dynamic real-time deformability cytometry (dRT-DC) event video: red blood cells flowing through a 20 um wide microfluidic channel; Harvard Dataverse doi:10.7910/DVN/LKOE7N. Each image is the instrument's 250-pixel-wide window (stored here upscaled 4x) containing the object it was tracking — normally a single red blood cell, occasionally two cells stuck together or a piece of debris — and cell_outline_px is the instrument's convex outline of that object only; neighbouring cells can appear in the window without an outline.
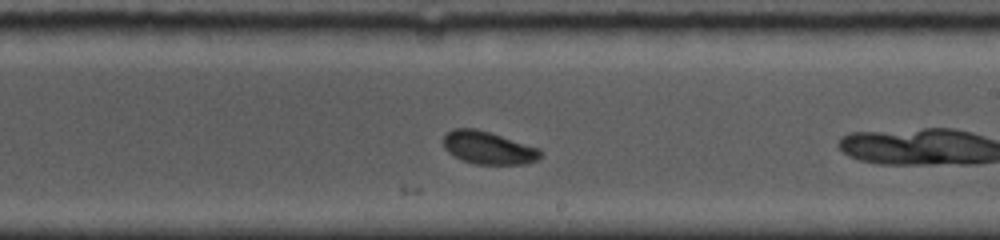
{"species": "common noctule bat (a hibernating species)", "species_latin": "Nyctalus noctula", "temperature_condition": "cold", "stored_images_in_passage": 16, "camera_frame_rate_fps": 5000, "um_per_image_px": 0.085, "animal": {"sex": "female", "body_mass_g": 19.0, "forearm_length_mm": 53.3}, "frame": {"image": 1, "passage_image": 16, "time_ms": 5.0, "image_size_px": [1000, 240], "cell_outline_px": [[544, 152], [536, 160], [524, 164], [476, 164], [460, 160], [448, 152], [444, 148], [444, 136], [452, 128], [476, 128], [540, 148]], "centroid_in_image_um": [41.5, 12.56], "position_along_channel_um": 247.5, "area_um2": 18.55}}